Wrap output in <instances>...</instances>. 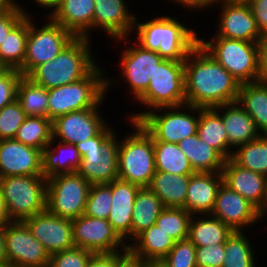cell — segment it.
<instances>
[{"instance_id":"6da1fadb","label":"cell","mask_w":267,"mask_h":267,"mask_svg":"<svg viewBox=\"0 0 267 267\" xmlns=\"http://www.w3.org/2000/svg\"><path fill=\"white\" fill-rule=\"evenodd\" d=\"M186 104L215 108L238 100L240 83L199 43L184 60Z\"/></svg>"},{"instance_id":"7a4b0ae2","label":"cell","mask_w":267,"mask_h":267,"mask_svg":"<svg viewBox=\"0 0 267 267\" xmlns=\"http://www.w3.org/2000/svg\"><path fill=\"white\" fill-rule=\"evenodd\" d=\"M137 19L135 17L133 30L135 41L144 49L158 52L164 59L184 61L198 44L197 31L175 17L162 15L144 23Z\"/></svg>"},{"instance_id":"3957f363","label":"cell","mask_w":267,"mask_h":267,"mask_svg":"<svg viewBox=\"0 0 267 267\" xmlns=\"http://www.w3.org/2000/svg\"><path fill=\"white\" fill-rule=\"evenodd\" d=\"M90 41L86 37H74L57 56L38 65L27 78L49 90L86 77L98 65Z\"/></svg>"},{"instance_id":"277c9868","label":"cell","mask_w":267,"mask_h":267,"mask_svg":"<svg viewBox=\"0 0 267 267\" xmlns=\"http://www.w3.org/2000/svg\"><path fill=\"white\" fill-rule=\"evenodd\" d=\"M102 68L97 65L86 77L74 83L49 89L48 118L53 121L73 111L100 108L109 87L118 81L115 77H112L113 79L107 77L105 75L107 72Z\"/></svg>"},{"instance_id":"5b68a950","label":"cell","mask_w":267,"mask_h":267,"mask_svg":"<svg viewBox=\"0 0 267 267\" xmlns=\"http://www.w3.org/2000/svg\"><path fill=\"white\" fill-rule=\"evenodd\" d=\"M127 121L134 132L118 140V178L148 187L156 171L153 138L138 121Z\"/></svg>"},{"instance_id":"8992f818","label":"cell","mask_w":267,"mask_h":267,"mask_svg":"<svg viewBox=\"0 0 267 267\" xmlns=\"http://www.w3.org/2000/svg\"><path fill=\"white\" fill-rule=\"evenodd\" d=\"M136 102L143 110L148 109L127 114L126 118L132 121H138L145 113L156 108L185 105L184 61L164 59L150 77L147 90Z\"/></svg>"},{"instance_id":"52a82bcc","label":"cell","mask_w":267,"mask_h":267,"mask_svg":"<svg viewBox=\"0 0 267 267\" xmlns=\"http://www.w3.org/2000/svg\"><path fill=\"white\" fill-rule=\"evenodd\" d=\"M9 221H24L46 210L47 178L37 176L0 177Z\"/></svg>"},{"instance_id":"ba28073f","label":"cell","mask_w":267,"mask_h":267,"mask_svg":"<svg viewBox=\"0 0 267 267\" xmlns=\"http://www.w3.org/2000/svg\"><path fill=\"white\" fill-rule=\"evenodd\" d=\"M198 43L240 84L259 81L257 43L216 35Z\"/></svg>"},{"instance_id":"9c48e42d","label":"cell","mask_w":267,"mask_h":267,"mask_svg":"<svg viewBox=\"0 0 267 267\" xmlns=\"http://www.w3.org/2000/svg\"><path fill=\"white\" fill-rule=\"evenodd\" d=\"M138 122L152 136L153 141L178 144L182 139L197 134L199 107L187 104L160 107L145 113Z\"/></svg>"},{"instance_id":"30bf717a","label":"cell","mask_w":267,"mask_h":267,"mask_svg":"<svg viewBox=\"0 0 267 267\" xmlns=\"http://www.w3.org/2000/svg\"><path fill=\"white\" fill-rule=\"evenodd\" d=\"M91 184L80 174L66 173L47 178L46 210L73 220L84 214Z\"/></svg>"},{"instance_id":"8fae6325","label":"cell","mask_w":267,"mask_h":267,"mask_svg":"<svg viewBox=\"0 0 267 267\" xmlns=\"http://www.w3.org/2000/svg\"><path fill=\"white\" fill-rule=\"evenodd\" d=\"M47 23L37 27L28 13V37L24 59V76L27 77L38 65L51 61L75 37L49 16Z\"/></svg>"},{"instance_id":"7c38bea8","label":"cell","mask_w":267,"mask_h":267,"mask_svg":"<svg viewBox=\"0 0 267 267\" xmlns=\"http://www.w3.org/2000/svg\"><path fill=\"white\" fill-rule=\"evenodd\" d=\"M7 263L11 267H45L50 255L24 221H9L3 226Z\"/></svg>"},{"instance_id":"4fadbf2b","label":"cell","mask_w":267,"mask_h":267,"mask_svg":"<svg viewBox=\"0 0 267 267\" xmlns=\"http://www.w3.org/2000/svg\"><path fill=\"white\" fill-rule=\"evenodd\" d=\"M71 224L75 247L84 248L94 254L128 251L127 245L108 220L83 214L71 220Z\"/></svg>"},{"instance_id":"5bb4252c","label":"cell","mask_w":267,"mask_h":267,"mask_svg":"<svg viewBox=\"0 0 267 267\" xmlns=\"http://www.w3.org/2000/svg\"><path fill=\"white\" fill-rule=\"evenodd\" d=\"M132 45L125 44L126 48L121 51L119 68L136 101L147 90L150 77L164 58L156 51L144 49L136 41Z\"/></svg>"},{"instance_id":"9a60e30c","label":"cell","mask_w":267,"mask_h":267,"mask_svg":"<svg viewBox=\"0 0 267 267\" xmlns=\"http://www.w3.org/2000/svg\"><path fill=\"white\" fill-rule=\"evenodd\" d=\"M107 124L98 108H85L52 121L53 139L76 145L96 136Z\"/></svg>"},{"instance_id":"2e32d148","label":"cell","mask_w":267,"mask_h":267,"mask_svg":"<svg viewBox=\"0 0 267 267\" xmlns=\"http://www.w3.org/2000/svg\"><path fill=\"white\" fill-rule=\"evenodd\" d=\"M129 12L125 0H94V32L104 30L110 39L130 44L136 15Z\"/></svg>"},{"instance_id":"e0dca14e","label":"cell","mask_w":267,"mask_h":267,"mask_svg":"<svg viewBox=\"0 0 267 267\" xmlns=\"http://www.w3.org/2000/svg\"><path fill=\"white\" fill-rule=\"evenodd\" d=\"M24 222L49 255L75 247L70 219L55 216L45 210Z\"/></svg>"},{"instance_id":"ac0fdd59","label":"cell","mask_w":267,"mask_h":267,"mask_svg":"<svg viewBox=\"0 0 267 267\" xmlns=\"http://www.w3.org/2000/svg\"><path fill=\"white\" fill-rule=\"evenodd\" d=\"M210 215L227 224L233 231H243V228L259 222V210L224 183L218 190Z\"/></svg>"},{"instance_id":"d6986e66","label":"cell","mask_w":267,"mask_h":267,"mask_svg":"<svg viewBox=\"0 0 267 267\" xmlns=\"http://www.w3.org/2000/svg\"><path fill=\"white\" fill-rule=\"evenodd\" d=\"M42 151L15 139L0 140V177L42 173Z\"/></svg>"},{"instance_id":"ffe728a7","label":"cell","mask_w":267,"mask_h":267,"mask_svg":"<svg viewBox=\"0 0 267 267\" xmlns=\"http://www.w3.org/2000/svg\"><path fill=\"white\" fill-rule=\"evenodd\" d=\"M220 6L218 8H220L221 14L219 15L220 21L216 26V36L258 43L263 35L258 30L248 3Z\"/></svg>"},{"instance_id":"44dd1931","label":"cell","mask_w":267,"mask_h":267,"mask_svg":"<svg viewBox=\"0 0 267 267\" xmlns=\"http://www.w3.org/2000/svg\"><path fill=\"white\" fill-rule=\"evenodd\" d=\"M223 183L239 193L259 211L267 202V177L263 174L242 168L231 158L225 161L221 171Z\"/></svg>"},{"instance_id":"7402d4cb","label":"cell","mask_w":267,"mask_h":267,"mask_svg":"<svg viewBox=\"0 0 267 267\" xmlns=\"http://www.w3.org/2000/svg\"><path fill=\"white\" fill-rule=\"evenodd\" d=\"M214 109L222 116L229 143V158L238 146L261 136L253 119L237 101L217 106Z\"/></svg>"},{"instance_id":"603a6c76","label":"cell","mask_w":267,"mask_h":267,"mask_svg":"<svg viewBox=\"0 0 267 267\" xmlns=\"http://www.w3.org/2000/svg\"><path fill=\"white\" fill-rule=\"evenodd\" d=\"M48 16L75 37L91 39L94 0H63ZM92 31V32H91Z\"/></svg>"},{"instance_id":"cb8c5ba5","label":"cell","mask_w":267,"mask_h":267,"mask_svg":"<svg viewBox=\"0 0 267 267\" xmlns=\"http://www.w3.org/2000/svg\"><path fill=\"white\" fill-rule=\"evenodd\" d=\"M115 137L103 148L102 154H84L77 173L91 185L109 184L118 179V138Z\"/></svg>"},{"instance_id":"d4e9b609","label":"cell","mask_w":267,"mask_h":267,"mask_svg":"<svg viewBox=\"0 0 267 267\" xmlns=\"http://www.w3.org/2000/svg\"><path fill=\"white\" fill-rule=\"evenodd\" d=\"M223 183L221 172L191 174L185 209L192 215L211 214L218 190Z\"/></svg>"},{"instance_id":"484cf974","label":"cell","mask_w":267,"mask_h":267,"mask_svg":"<svg viewBox=\"0 0 267 267\" xmlns=\"http://www.w3.org/2000/svg\"><path fill=\"white\" fill-rule=\"evenodd\" d=\"M140 188L119 178L112 181L111 211L107 220L123 241L131 234L133 205Z\"/></svg>"},{"instance_id":"4316f807","label":"cell","mask_w":267,"mask_h":267,"mask_svg":"<svg viewBox=\"0 0 267 267\" xmlns=\"http://www.w3.org/2000/svg\"><path fill=\"white\" fill-rule=\"evenodd\" d=\"M175 241L156 224L128 242L130 259L136 262L162 260L172 249Z\"/></svg>"},{"instance_id":"83f0119b","label":"cell","mask_w":267,"mask_h":267,"mask_svg":"<svg viewBox=\"0 0 267 267\" xmlns=\"http://www.w3.org/2000/svg\"><path fill=\"white\" fill-rule=\"evenodd\" d=\"M56 142L52 138L49 145L42 150V173L46 178L75 173L80 166L81 157L76 145Z\"/></svg>"},{"instance_id":"f1b7e54d","label":"cell","mask_w":267,"mask_h":267,"mask_svg":"<svg viewBox=\"0 0 267 267\" xmlns=\"http://www.w3.org/2000/svg\"><path fill=\"white\" fill-rule=\"evenodd\" d=\"M178 146L188 158L194 172L222 171L226 159L217 150L204 143L197 134L182 139Z\"/></svg>"},{"instance_id":"f546056e","label":"cell","mask_w":267,"mask_h":267,"mask_svg":"<svg viewBox=\"0 0 267 267\" xmlns=\"http://www.w3.org/2000/svg\"><path fill=\"white\" fill-rule=\"evenodd\" d=\"M165 206L159 197L149 188L141 187L136 194L132 213L131 234L124 240L133 241L139 234L155 224Z\"/></svg>"},{"instance_id":"4dcf8cb0","label":"cell","mask_w":267,"mask_h":267,"mask_svg":"<svg viewBox=\"0 0 267 267\" xmlns=\"http://www.w3.org/2000/svg\"><path fill=\"white\" fill-rule=\"evenodd\" d=\"M191 174L176 175L155 171L149 188L159 197L165 207L184 208Z\"/></svg>"},{"instance_id":"1f68e13d","label":"cell","mask_w":267,"mask_h":267,"mask_svg":"<svg viewBox=\"0 0 267 267\" xmlns=\"http://www.w3.org/2000/svg\"><path fill=\"white\" fill-rule=\"evenodd\" d=\"M233 232L227 224L210 214L192 215L188 238L196 247L224 244Z\"/></svg>"},{"instance_id":"d6a6232c","label":"cell","mask_w":267,"mask_h":267,"mask_svg":"<svg viewBox=\"0 0 267 267\" xmlns=\"http://www.w3.org/2000/svg\"><path fill=\"white\" fill-rule=\"evenodd\" d=\"M237 102L253 119L261 135H267V82L241 84Z\"/></svg>"},{"instance_id":"836d02e7","label":"cell","mask_w":267,"mask_h":267,"mask_svg":"<svg viewBox=\"0 0 267 267\" xmlns=\"http://www.w3.org/2000/svg\"><path fill=\"white\" fill-rule=\"evenodd\" d=\"M28 37V14L9 32L0 45V68L19 70L24 76Z\"/></svg>"},{"instance_id":"e575fe53","label":"cell","mask_w":267,"mask_h":267,"mask_svg":"<svg viewBox=\"0 0 267 267\" xmlns=\"http://www.w3.org/2000/svg\"><path fill=\"white\" fill-rule=\"evenodd\" d=\"M198 137L229 159V143L222 116L214 108H199Z\"/></svg>"},{"instance_id":"d590c367","label":"cell","mask_w":267,"mask_h":267,"mask_svg":"<svg viewBox=\"0 0 267 267\" xmlns=\"http://www.w3.org/2000/svg\"><path fill=\"white\" fill-rule=\"evenodd\" d=\"M156 170L176 175L195 173L178 144L153 141Z\"/></svg>"},{"instance_id":"8d00e7d4","label":"cell","mask_w":267,"mask_h":267,"mask_svg":"<svg viewBox=\"0 0 267 267\" xmlns=\"http://www.w3.org/2000/svg\"><path fill=\"white\" fill-rule=\"evenodd\" d=\"M231 159L242 168L263 174L267 177V135L246 144L233 151Z\"/></svg>"},{"instance_id":"74e56055","label":"cell","mask_w":267,"mask_h":267,"mask_svg":"<svg viewBox=\"0 0 267 267\" xmlns=\"http://www.w3.org/2000/svg\"><path fill=\"white\" fill-rule=\"evenodd\" d=\"M16 100L27 116L48 118V90L25 76L18 83Z\"/></svg>"},{"instance_id":"f35d334b","label":"cell","mask_w":267,"mask_h":267,"mask_svg":"<svg viewBox=\"0 0 267 267\" xmlns=\"http://www.w3.org/2000/svg\"><path fill=\"white\" fill-rule=\"evenodd\" d=\"M52 138V121L49 118L27 116L14 139L42 151Z\"/></svg>"},{"instance_id":"ab89813d","label":"cell","mask_w":267,"mask_h":267,"mask_svg":"<svg viewBox=\"0 0 267 267\" xmlns=\"http://www.w3.org/2000/svg\"><path fill=\"white\" fill-rule=\"evenodd\" d=\"M244 232L234 231L225 242V257L222 267L257 266L254 249Z\"/></svg>"},{"instance_id":"60d3db41","label":"cell","mask_w":267,"mask_h":267,"mask_svg":"<svg viewBox=\"0 0 267 267\" xmlns=\"http://www.w3.org/2000/svg\"><path fill=\"white\" fill-rule=\"evenodd\" d=\"M192 214L184 208L165 207L155 224L175 242L189 237V223Z\"/></svg>"},{"instance_id":"b9f144b4","label":"cell","mask_w":267,"mask_h":267,"mask_svg":"<svg viewBox=\"0 0 267 267\" xmlns=\"http://www.w3.org/2000/svg\"><path fill=\"white\" fill-rule=\"evenodd\" d=\"M112 203V182L91 185L86 201L84 215L93 218L108 219Z\"/></svg>"},{"instance_id":"7bdbcfd3","label":"cell","mask_w":267,"mask_h":267,"mask_svg":"<svg viewBox=\"0 0 267 267\" xmlns=\"http://www.w3.org/2000/svg\"><path fill=\"white\" fill-rule=\"evenodd\" d=\"M26 117L17 100L3 107L0 110V140L14 139Z\"/></svg>"},{"instance_id":"ee69618b","label":"cell","mask_w":267,"mask_h":267,"mask_svg":"<svg viewBox=\"0 0 267 267\" xmlns=\"http://www.w3.org/2000/svg\"><path fill=\"white\" fill-rule=\"evenodd\" d=\"M162 261L167 267H197L196 246L189 238L179 240Z\"/></svg>"},{"instance_id":"f6af8a7d","label":"cell","mask_w":267,"mask_h":267,"mask_svg":"<svg viewBox=\"0 0 267 267\" xmlns=\"http://www.w3.org/2000/svg\"><path fill=\"white\" fill-rule=\"evenodd\" d=\"M94 253L73 247L50 255L49 267H87Z\"/></svg>"},{"instance_id":"bcb514c9","label":"cell","mask_w":267,"mask_h":267,"mask_svg":"<svg viewBox=\"0 0 267 267\" xmlns=\"http://www.w3.org/2000/svg\"><path fill=\"white\" fill-rule=\"evenodd\" d=\"M22 77L19 70L0 68V110L16 100L18 83Z\"/></svg>"},{"instance_id":"7dc6e473","label":"cell","mask_w":267,"mask_h":267,"mask_svg":"<svg viewBox=\"0 0 267 267\" xmlns=\"http://www.w3.org/2000/svg\"><path fill=\"white\" fill-rule=\"evenodd\" d=\"M108 124L94 137L76 144L80 157L84 154H102L103 148L117 134Z\"/></svg>"},{"instance_id":"c3c4849f","label":"cell","mask_w":267,"mask_h":267,"mask_svg":"<svg viewBox=\"0 0 267 267\" xmlns=\"http://www.w3.org/2000/svg\"><path fill=\"white\" fill-rule=\"evenodd\" d=\"M225 257V243L196 247L197 267H222Z\"/></svg>"},{"instance_id":"681fc988","label":"cell","mask_w":267,"mask_h":267,"mask_svg":"<svg viewBox=\"0 0 267 267\" xmlns=\"http://www.w3.org/2000/svg\"><path fill=\"white\" fill-rule=\"evenodd\" d=\"M28 14L25 8L16 3L10 10L0 15V45L9 32Z\"/></svg>"},{"instance_id":"f907efd6","label":"cell","mask_w":267,"mask_h":267,"mask_svg":"<svg viewBox=\"0 0 267 267\" xmlns=\"http://www.w3.org/2000/svg\"><path fill=\"white\" fill-rule=\"evenodd\" d=\"M130 259L128 251L109 254H94L87 267H122Z\"/></svg>"},{"instance_id":"816d5d0a","label":"cell","mask_w":267,"mask_h":267,"mask_svg":"<svg viewBox=\"0 0 267 267\" xmlns=\"http://www.w3.org/2000/svg\"><path fill=\"white\" fill-rule=\"evenodd\" d=\"M248 4L262 35L267 33V0H249Z\"/></svg>"},{"instance_id":"f5cc1de1","label":"cell","mask_w":267,"mask_h":267,"mask_svg":"<svg viewBox=\"0 0 267 267\" xmlns=\"http://www.w3.org/2000/svg\"><path fill=\"white\" fill-rule=\"evenodd\" d=\"M258 70L259 81L267 82V37H263L258 41Z\"/></svg>"},{"instance_id":"db71d44e","label":"cell","mask_w":267,"mask_h":267,"mask_svg":"<svg viewBox=\"0 0 267 267\" xmlns=\"http://www.w3.org/2000/svg\"><path fill=\"white\" fill-rule=\"evenodd\" d=\"M173 3H177L181 5L184 9H189L191 11L198 10L202 11V9L211 8L214 6V0H171ZM175 1V2H174Z\"/></svg>"},{"instance_id":"11a10c76","label":"cell","mask_w":267,"mask_h":267,"mask_svg":"<svg viewBox=\"0 0 267 267\" xmlns=\"http://www.w3.org/2000/svg\"><path fill=\"white\" fill-rule=\"evenodd\" d=\"M63 0H34L37 5L50 9L51 12L62 2Z\"/></svg>"},{"instance_id":"9f6ffc18","label":"cell","mask_w":267,"mask_h":267,"mask_svg":"<svg viewBox=\"0 0 267 267\" xmlns=\"http://www.w3.org/2000/svg\"><path fill=\"white\" fill-rule=\"evenodd\" d=\"M8 222H9V219L6 214V207H5L3 195L0 189V228L5 226Z\"/></svg>"},{"instance_id":"6f0895ef","label":"cell","mask_w":267,"mask_h":267,"mask_svg":"<svg viewBox=\"0 0 267 267\" xmlns=\"http://www.w3.org/2000/svg\"><path fill=\"white\" fill-rule=\"evenodd\" d=\"M7 262V255L5 250V236L3 227L0 228V263Z\"/></svg>"},{"instance_id":"680465c9","label":"cell","mask_w":267,"mask_h":267,"mask_svg":"<svg viewBox=\"0 0 267 267\" xmlns=\"http://www.w3.org/2000/svg\"><path fill=\"white\" fill-rule=\"evenodd\" d=\"M140 267H167L162 260H146L139 262Z\"/></svg>"},{"instance_id":"91938a15","label":"cell","mask_w":267,"mask_h":267,"mask_svg":"<svg viewBox=\"0 0 267 267\" xmlns=\"http://www.w3.org/2000/svg\"><path fill=\"white\" fill-rule=\"evenodd\" d=\"M16 3V0H0V15L10 10Z\"/></svg>"},{"instance_id":"94428289","label":"cell","mask_w":267,"mask_h":267,"mask_svg":"<svg viewBox=\"0 0 267 267\" xmlns=\"http://www.w3.org/2000/svg\"><path fill=\"white\" fill-rule=\"evenodd\" d=\"M249 0H214V6L223 4L248 3Z\"/></svg>"},{"instance_id":"6125c7cd","label":"cell","mask_w":267,"mask_h":267,"mask_svg":"<svg viewBox=\"0 0 267 267\" xmlns=\"http://www.w3.org/2000/svg\"><path fill=\"white\" fill-rule=\"evenodd\" d=\"M122 267H140L139 262L129 259Z\"/></svg>"},{"instance_id":"be15d7a7","label":"cell","mask_w":267,"mask_h":267,"mask_svg":"<svg viewBox=\"0 0 267 267\" xmlns=\"http://www.w3.org/2000/svg\"><path fill=\"white\" fill-rule=\"evenodd\" d=\"M265 216L267 217V210H260L259 211V221L264 220Z\"/></svg>"},{"instance_id":"e7e4bbea","label":"cell","mask_w":267,"mask_h":267,"mask_svg":"<svg viewBox=\"0 0 267 267\" xmlns=\"http://www.w3.org/2000/svg\"><path fill=\"white\" fill-rule=\"evenodd\" d=\"M0 267H11L7 262L0 263Z\"/></svg>"},{"instance_id":"03108f58","label":"cell","mask_w":267,"mask_h":267,"mask_svg":"<svg viewBox=\"0 0 267 267\" xmlns=\"http://www.w3.org/2000/svg\"><path fill=\"white\" fill-rule=\"evenodd\" d=\"M262 210H267V202H266V205H265L264 209H262Z\"/></svg>"}]
</instances>
